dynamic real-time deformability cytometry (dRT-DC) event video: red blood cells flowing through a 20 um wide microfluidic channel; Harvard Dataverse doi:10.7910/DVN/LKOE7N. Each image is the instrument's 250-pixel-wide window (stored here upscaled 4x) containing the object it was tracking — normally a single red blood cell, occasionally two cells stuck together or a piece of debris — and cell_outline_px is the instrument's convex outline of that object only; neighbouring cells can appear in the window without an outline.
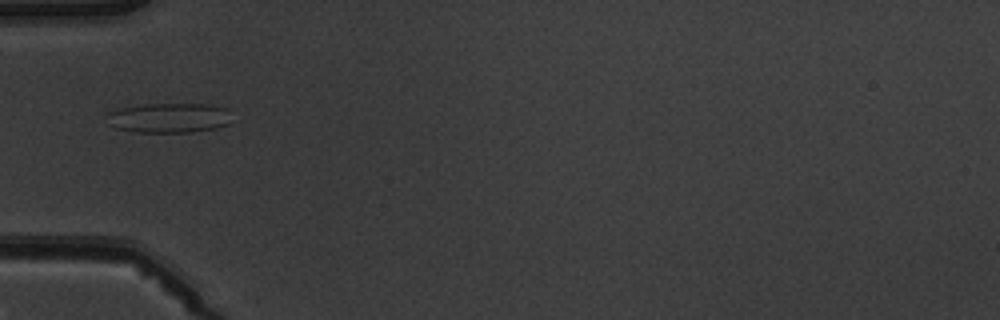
{"species": "common noctule bat (a hibernating species)", "species_latin": "Nyctalus noctula", "temperature_condition": "warm", "stored_images_in_passage": 3, "camera_frame_rate_fps": 3000, "um_per_image_px": 0.085, "animal": {"sex": "male", "body_mass_g": 19.5, "forearm_length_mm": 54.6}, "frame": {"image": 1, "passage_image": 3, "time_ms": 2.333, "image_size_px": [1000, 320], "cell_outline_px": [[228, 124], [216, 128], [192, 132], [132, 132], [116, 128], [108, 124], [108, 112], [120, 108], [144, 104], [208, 104], [228, 108]], "centroid_in_image_um": [14.34, 10.02], "position_along_channel_um": 70.7, "area_um2": 21.68}}